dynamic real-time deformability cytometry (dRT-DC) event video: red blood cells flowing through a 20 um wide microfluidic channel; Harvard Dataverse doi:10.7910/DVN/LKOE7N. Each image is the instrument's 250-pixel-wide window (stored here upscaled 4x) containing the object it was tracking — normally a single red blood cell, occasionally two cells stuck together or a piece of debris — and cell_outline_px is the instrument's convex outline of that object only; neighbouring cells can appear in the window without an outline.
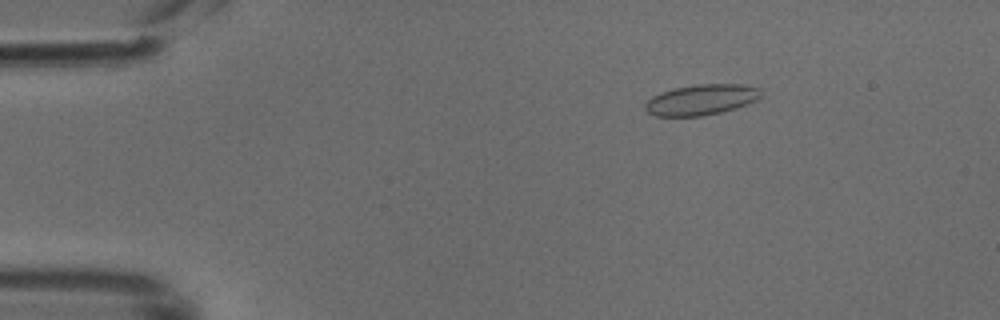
{"species": "common noctule bat (a hibernating species)", "species_latin": "Nyctalus noctula", "temperature_condition": "cold", "stored_images_in_passage": 49, "camera_frame_rate_fps": 3000, "um_per_image_px": 0.085, "animal": {"sex": "male", "body_mass_g": 18.8}, "frame": {"image": 1, "passage_image": 8, "time_ms": 2.333, "image_size_px": [1000, 320], "cell_outline_px": [[760, 96], [756, 100], [736, 108], [720, 112], [700, 116], [656, 116], [648, 112], [644, 108], [644, 104], [652, 96], [660, 92], [672, 88], [700, 84], [744, 84], [760, 88]], "centroid_in_image_um": [59.58, 8.47], "position_along_channel_um": 25.4, "area_um2": 20.63}}
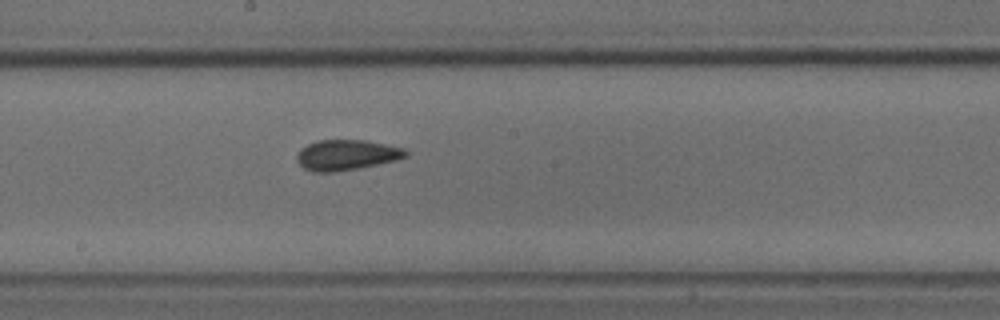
{"frame": {"image": 2, "passage_image": 27, "time_ms": 8.667, "image_size_px": [1000, 320], "cell_outline_px": [[408, 156], [396, 160], [360, 168], [336, 172], [312, 172], [304, 168], [296, 160], [296, 156], [300, 148], [316, 140], [364, 140], [404, 148], [408, 152]], "centroid_in_image_um": [29.43, 13.18], "position_along_channel_um": 218.8, "area_um2": 19.42}}
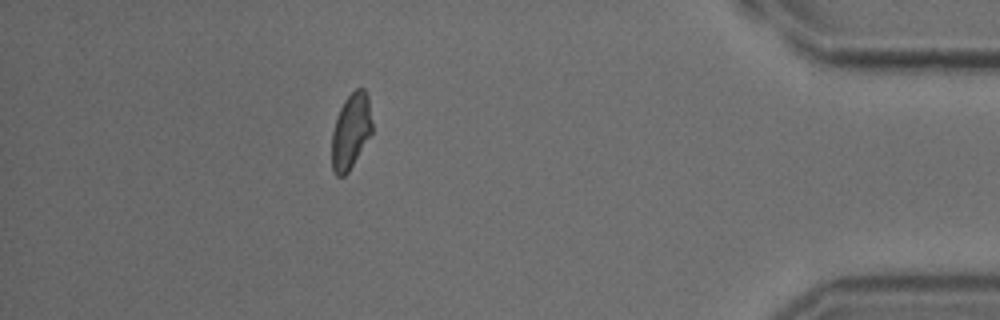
{"frame": {"image": 3, "passage_image": 44, "time_ms": 14.333, "image_size_px": [1000, 320], "cell_outline_px": [[372, 132], [348, 172], [344, 176], [336, 176], [332, 168], [332, 132], [336, 116], [344, 100], [356, 88], [364, 88], [368, 96], [372, 124]], "centroid_in_image_um": [29.81, 11.13], "position_along_channel_um": 405.4, "area_um2": 17.63}}